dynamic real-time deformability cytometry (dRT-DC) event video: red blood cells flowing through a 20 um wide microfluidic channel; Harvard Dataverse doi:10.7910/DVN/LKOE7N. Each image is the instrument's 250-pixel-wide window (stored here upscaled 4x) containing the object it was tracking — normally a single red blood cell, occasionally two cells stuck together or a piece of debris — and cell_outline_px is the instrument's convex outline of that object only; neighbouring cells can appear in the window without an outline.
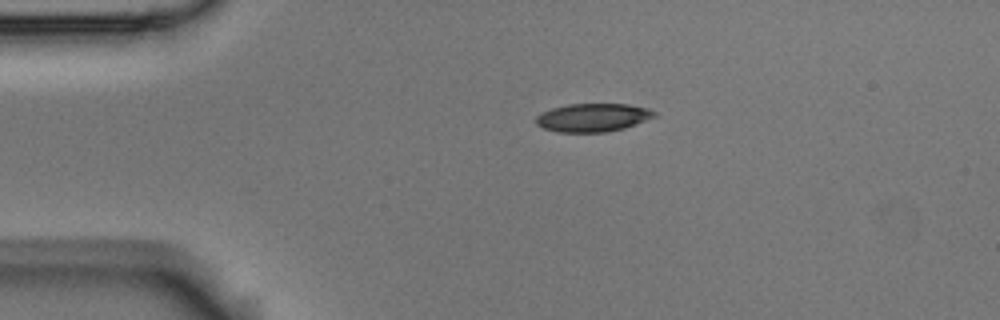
{"species": "Egyptian fruit bat (a non-hibernating species)", "species_latin": "Rousettus aegyptiacus", "temperature_condition": "room temperature", "stored_images_in_passage": 2, "camera_frame_rate_fps": 3000, "um_per_image_px": 0.085, "animal": {"sex": "male"}, "frame": {"image": 1, "passage_image": 1, "time_ms": 0.0, "image_size_px": [1000, 320], "cell_outline_px": [[656, 116], [624, 128], [604, 132], [556, 132], [544, 128], [536, 124], [536, 116], [552, 108], [568, 104], [628, 104], [648, 108], [656, 112]], "centroid_in_image_um": [50.39, 9.99], "position_along_channel_um": 34.6, "area_um2": 19.36}}